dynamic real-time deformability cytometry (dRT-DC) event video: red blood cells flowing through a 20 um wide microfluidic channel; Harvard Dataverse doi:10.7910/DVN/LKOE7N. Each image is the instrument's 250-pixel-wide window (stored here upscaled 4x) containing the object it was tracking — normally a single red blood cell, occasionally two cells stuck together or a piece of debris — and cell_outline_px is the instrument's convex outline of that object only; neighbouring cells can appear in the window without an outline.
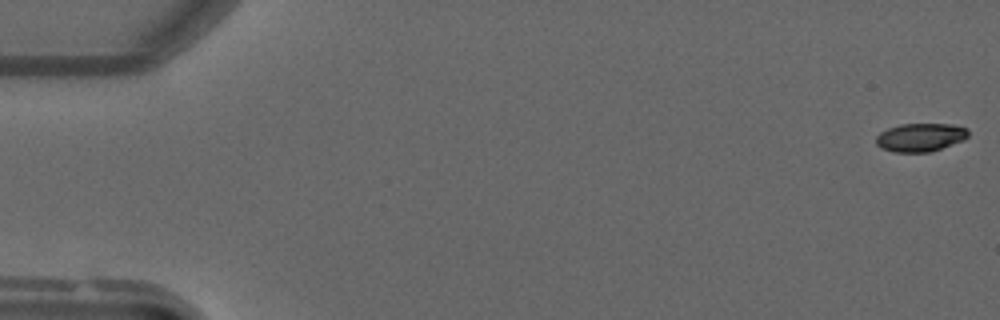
{"species": "common noctule bat (a hibernating species)", "species_latin": "Nyctalus noctula", "temperature_condition": "warm", "stored_images_in_passage": 50, "camera_frame_rate_fps": 3000, "um_per_image_px": 0.085, "animal": {"sex": "male", "forearm_length_mm": 52.5}, "frame": {"image": 1, "passage_image": 1, "time_ms": 0.0, "image_size_px": [1000, 320], "cell_outline_px": [[968, 136], [964, 140], [928, 152], [896, 152], [880, 148], [876, 144], [876, 136], [880, 132], [888, 128], [900, 124], [952, 124], [968, 128]], "centroid_in_image_um": [78.22, 11.66], "position_along_channel_um": 6.8, "area_um2": 15.2}}
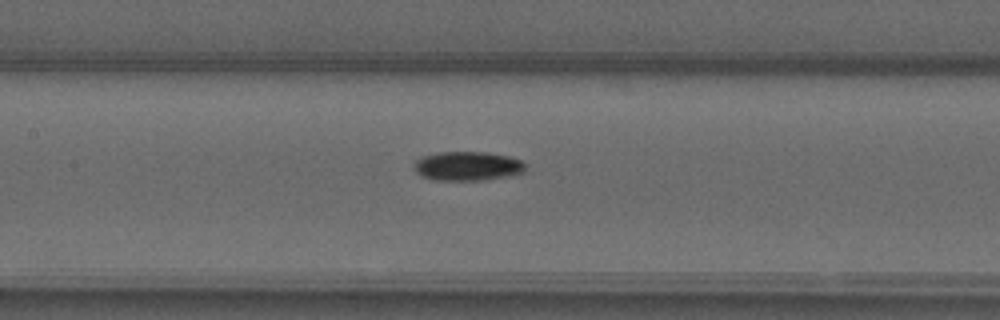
{"frame": {"image": 2, "passage_image": 24, "time_ms": 7.667, "image_size_px": [1000, 320], "cell_outline_px": [[524, 172], [508, 176], [484, 180], [432, 180], [420, 176], [416, 172], [412, 164], [416, 160], [424, 156], [440, 152], [484, 152], [508, 156], [520, 160], [524, 164]], "centroid_in_image_um": [39.69, 14.12], "position_along_channel_um": 167.7, "area_um2": 18.9}}
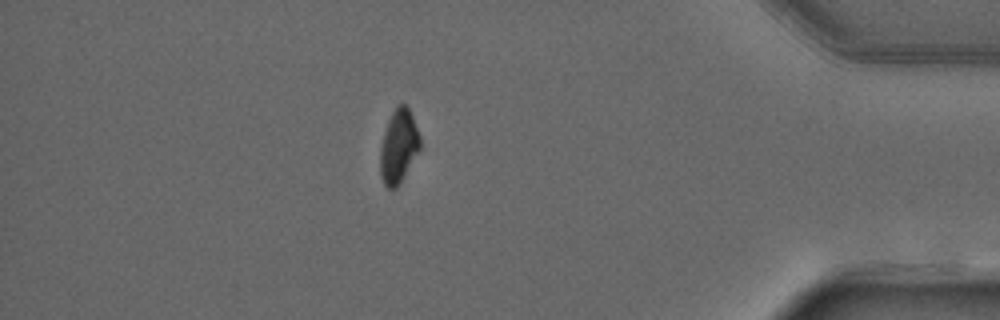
{"frame": {"image": 3, "passage_image": 44, "time_ms": 14.333, "image_size_px": [1000, 320], "cell_outline_px": [[420, 148], [400, 184], [396, 188], [388, 188], [384, 184], [380, 176], [380, 148], [384, 132], [388, 120], [396, 104], [404, 104], [408, 108], [412, 116], [420, 136]], "centroid_in_image_um": [33.87, 12.44], "position_along_channel_um": 401.3, "area_um2": 17.05}}